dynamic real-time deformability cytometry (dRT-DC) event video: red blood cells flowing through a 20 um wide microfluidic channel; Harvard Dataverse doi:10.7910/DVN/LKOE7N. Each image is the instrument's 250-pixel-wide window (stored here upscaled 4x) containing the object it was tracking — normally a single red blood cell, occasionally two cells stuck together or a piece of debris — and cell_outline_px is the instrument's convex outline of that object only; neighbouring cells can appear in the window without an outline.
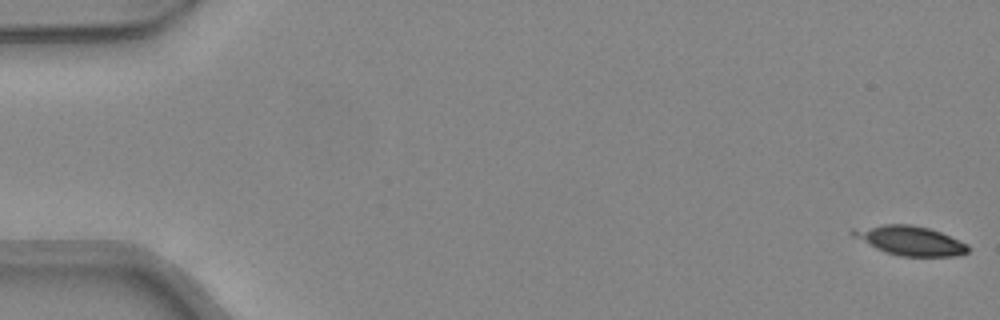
{"species": "common noctule bat (a hibernating species)", "species_latin": "Nyctalus noctula", "temperature_condition": "warm", "stored_images_in_passage": 10, "camera_frame_rate_fps": 3000, "um_per_image_px": 0.085, "animal": {"sex": "female", "body_mass_g": 24.6, "forearm_length_mm": 56.2}, "frame": {"image": 1, "passage_image": 1, "time_ms": 0.0, "image_size_px": [1000, 320], "cell_outline_px": [[968, 252], [956, 256], [900, 256], [876, 248], [852, 236], [848, 232], [852, 228], [884, 224], [912, 224], [928, 228], [940, 232], [968, 244]], "centroid_in_image_um": [77.32, 20.43], "position_along_channel_um": 7.7, "area_um2": 19.59}}